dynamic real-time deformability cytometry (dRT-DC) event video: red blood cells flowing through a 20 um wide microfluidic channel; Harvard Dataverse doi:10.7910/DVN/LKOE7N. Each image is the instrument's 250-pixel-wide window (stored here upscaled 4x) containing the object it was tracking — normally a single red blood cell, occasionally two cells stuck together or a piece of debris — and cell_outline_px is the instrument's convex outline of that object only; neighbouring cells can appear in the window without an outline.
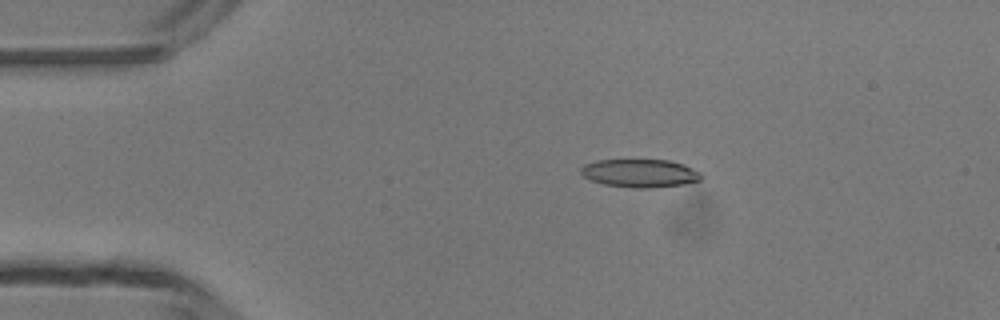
{"species": "common noctule bat (a hibernating species)", "species_latin": "Nyctalus noctula", "temperature_condition": "room temperature", "stored_images_in_passage": 5, "camera_frame_rate_fps": 3000, "um_per_image_px": 0.085, "animal": {"sex": "male", "body_mass_g": 13.3}, "frame": {"image": 1, "passage_image": 3, "time_ms": 2.333, "image_size_px": [1000, 320], "cell_outline_px": [[704, 176], [700, 180], [684, 184], [648, 188], [636, 188], [604, 184], [592, 180], [584, 176], [580, 172], [580, 168], [584, 164], [596, 160], [668, 160], [684, 164], [700, 172]], "centroid_in_image_um": [54.41, 14.71], "position_along_channel_um": 30.6, "area_um2": 19.71}}
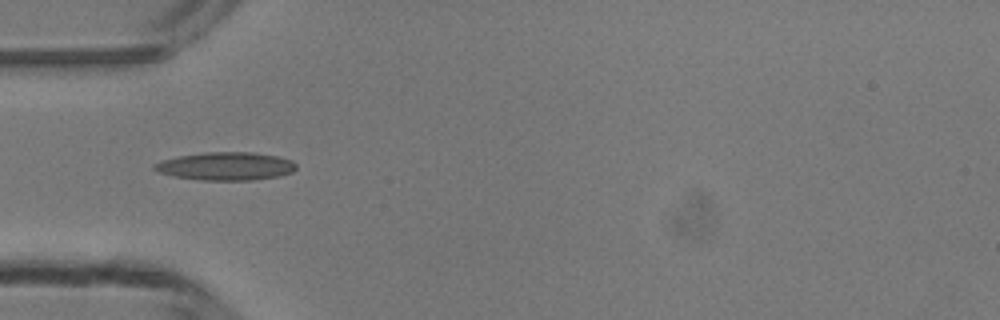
{"frame": {"image": 2, "passage_image": 4, "time_ms": 4.333, "image_size_px": [1000, 320], "cell_outline_px": [[296, 168], [292, 172], [280, 176], [252, 180], [200, 180], [176, 176], [160, 172], [152, 168], [152, 164], [160, 160], [180, 156], [204, 152], [252, 152], [276, 156], [292, 160], [296, 164]], "centroid_in_image_um": [19.2, 14.12], "position_along_channel_um": 65.8, "area_um2": 23.18}}
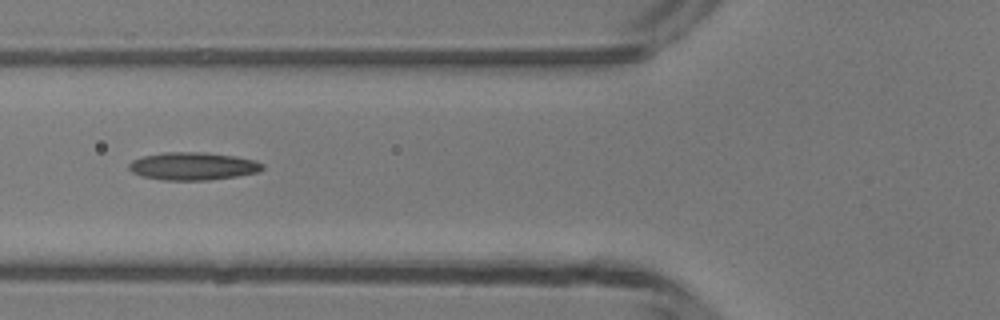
{"frame": {"image": 3, "passage_image": 5, "time_ms": 5.333, "image_size_px": [1000, 320], "cell_outline_px": [[264, 168], [260, 172], [236, 176], [208, 180], [164, 180], [144, 176], [132, 172], [128, 168], [128, 164], [132, 160], [144, 156], [164, 152], [204, 152], [236, 156], [256, 160], [264, 164]], "centroid_in_image_um": [16.44, 14.12], "position_along_channel_um": 109.4, "area_um2": 21.68}}